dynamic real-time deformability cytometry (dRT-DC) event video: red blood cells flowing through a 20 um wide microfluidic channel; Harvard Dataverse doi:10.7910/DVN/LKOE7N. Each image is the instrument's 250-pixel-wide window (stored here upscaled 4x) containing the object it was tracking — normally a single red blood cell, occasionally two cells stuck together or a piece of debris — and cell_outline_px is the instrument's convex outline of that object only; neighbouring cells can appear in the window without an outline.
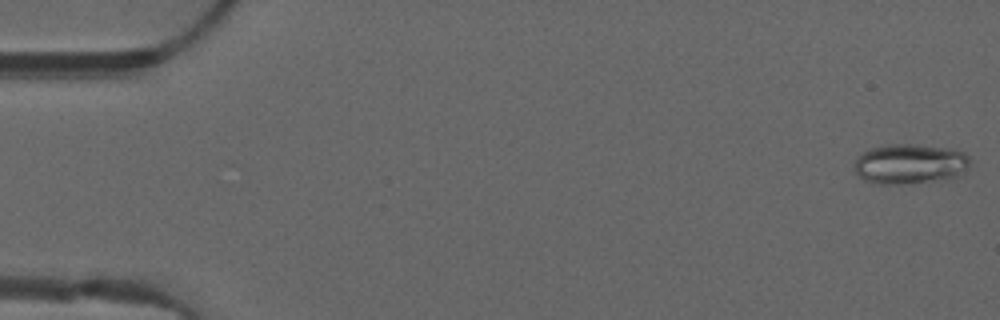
{"species": "common noctule bat (a hibernating species)", "species_latin": "Nyctalus noctula", "temperature_condition": "warm", "stored_images_in_passage": 50, "camera_frame_rate_fps": 3000, "um_per_image_px": 0.085, "animal": {"sex": "male", "forearm_length_mm": 52.5}, "frame": {"image": 1, "passage_image": 1, "time_ms": 0.0, "image_size_px": [1000, 320], "cell_outline_px": [[968, 168], [964, 172], [956, 176], [896, 184], [880, 184], [864, 180], [856, 172], [856, 160], [868, 148], [888, 144], [920, 144], [944, 148], [964, 152], [968, 156]], "centroid_in_image_um": [77.32, 13.9], "position_along_channel_um": 7.7, "area_um2": 26.3}}
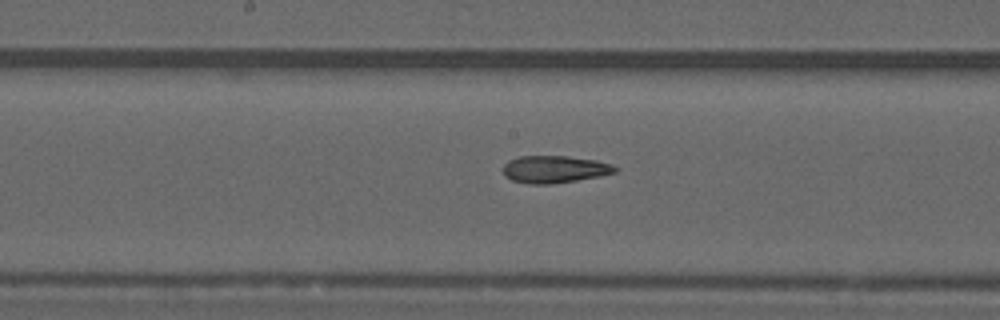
{"frame": {"image": 2, "passage_image": 26, "time_ms": 8.333, "image_size_px": [1000, 320], "cell_outline_px": [[616, 172], [600, 176], [552, 184], [528, 184], [512, 180], [504, 176], [504, 164], [508, 160], [520, 156], [568, 156], [596, 160], [612, 164], [616, 168]], "centroid_in_image_um": [47.12, 14.39], "position_along_channel_um": 201.1, "area_um2": 17.8}}
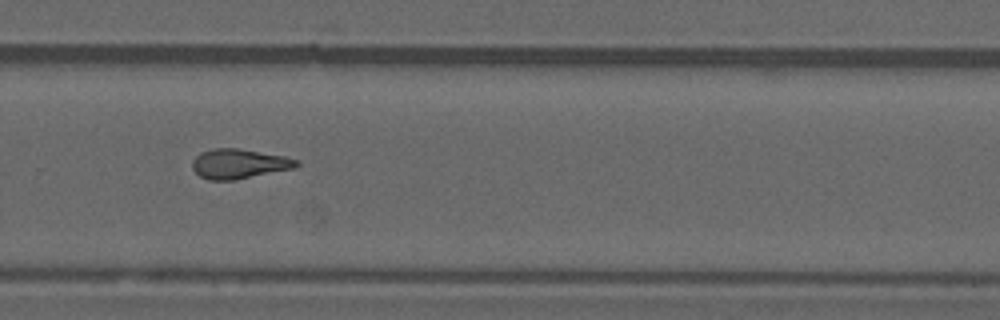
{"frame": {"image": 3, "passage_image": 34, "time_ms": 11.0, "image_size_px": [1000, 320], "cell_outline_px": [[300, 164], [296, 168], [232, 180], [208, 180], [200, 176], [192, 168], [192, 160], [200, 152], [212, 148], [236, 148], [284, 156], [300, 160]], "centroid_in_image_um": [20.32, 13.92], "position_along_channel_um": 309.5, "area_um2": 18.03}, "authors_computed_cell_mechanics": {"area_um2": 18.1492, "velocity_mm_per_s": 4.0895, "shape_relaxation_time_tau1_ms": null, "shape_relaxation_time_tau2_ms": 4.1028, "deformation_change_tau1": null, "deformation_change_tau2": 0.1527}}